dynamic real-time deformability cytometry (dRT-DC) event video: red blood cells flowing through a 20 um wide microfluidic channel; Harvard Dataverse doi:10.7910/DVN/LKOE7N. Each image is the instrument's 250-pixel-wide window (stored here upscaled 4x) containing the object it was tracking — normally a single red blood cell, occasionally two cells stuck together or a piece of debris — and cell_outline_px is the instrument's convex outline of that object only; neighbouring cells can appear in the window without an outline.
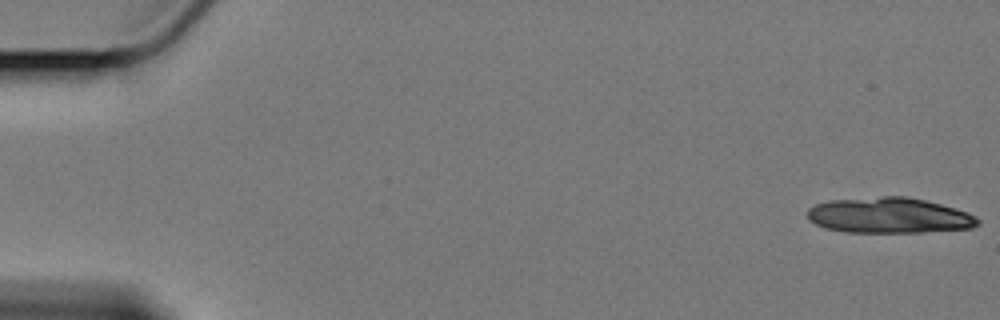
{"species": "Egyptian fruit bat (a non-hibernating species)", "species_latin": "Rousettus aegyptiacus", "temperature_condition": "cold", "stored_images_in_passage": 18, "camera_frame_rate_fps": 3000, "um_per_image_px": 0.085, "animal": {"sex": "female"}, "frame": {"image": 1, "passage_image": 1, "time_ms": 0.0, "image_size_px": [1000, 320], "cell_outline_px": [[980, 224], [972, 228], [924, 232], [844, 232], [824, 228], [808, 220], [804, 212], [808, 208], [816, 204], [828, 200], [880, 196], [908, 196], [956, 208], [968, 212], [976, 216], [980, 220]], "centroid_in_image_um": [75.55, 18.31], "position_along_channel_um": 9.5, "area_um2": 35.84}}